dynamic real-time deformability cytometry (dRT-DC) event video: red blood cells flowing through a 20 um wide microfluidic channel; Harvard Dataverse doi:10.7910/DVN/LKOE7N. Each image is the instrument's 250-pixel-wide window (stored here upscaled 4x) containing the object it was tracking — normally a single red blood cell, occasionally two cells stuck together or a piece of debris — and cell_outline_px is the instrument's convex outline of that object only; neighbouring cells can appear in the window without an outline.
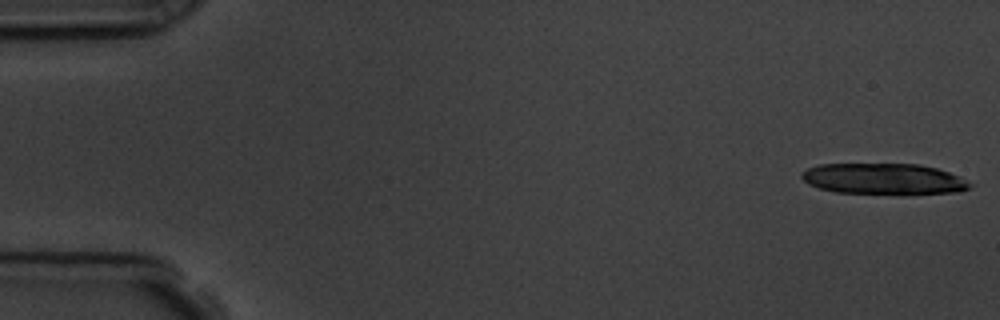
{"species": "common noctule bat (a hibernating species)", "species_latin": "Nyctalus noctula", "temperature_condition": "room temperature", "stored_images_in_passage": 16, "camera_frame_rate_fps": 3000, "um_per_image_px": 0.085, "animal": {"sex": "male", "body_mass_g": 19.5, "forearm_length_mm": 54.6}, "frame": {"image": 1, "passage_image": 1, "time_ms": 0.0, "image_size_px": [1000, 320], "cell_outline_px": [[976, 184], [972, 188], [956, 192], [904, 196], [836, 192], [820, 188], [808, 184], [800, 176], [800, 172], [808, 168], [820, 164], [920, 164], [936, 168], [960, 176]], "centroid_in_image_um": [75.2, 15.24], "position_along_channel_um": 9.8, "area_um2": 31.5}, "authors_computed_cell_mechanics": {"area_um2": 20.7791, "velocity_mm_per_s": 3.7713, "shape_relaxation_time_tau1_ms": 8.3323, "shape_relaxation_time_tau2_ms": 2.6176, "deformation_change_tau1": 0.2002, "deformation_change_tau2": 0.0693}}